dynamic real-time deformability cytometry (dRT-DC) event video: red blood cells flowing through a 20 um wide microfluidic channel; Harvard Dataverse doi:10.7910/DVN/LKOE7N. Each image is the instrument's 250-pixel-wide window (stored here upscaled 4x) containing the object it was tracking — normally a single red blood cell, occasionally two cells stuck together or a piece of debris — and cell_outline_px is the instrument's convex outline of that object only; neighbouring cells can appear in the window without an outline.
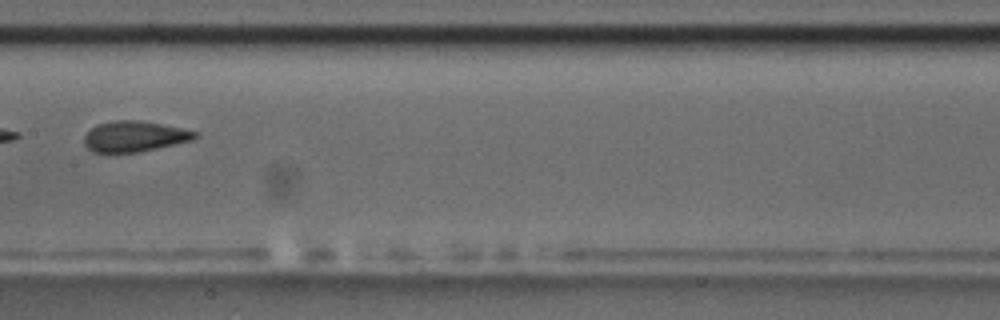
{"species": "common noctule bat (a hibernating species)", "species_latin": "Nyctalus noctula", "temperature_condition": "room temperature", "stored_images_in_passage": 13, "camera_frame_rate_fps": 3000, "um_per_image_px": 0.085, "animal": {"sex": "male", "body_mass_g": 17.5, "forearm_length_mm": 52.3}, "frame": {"image": 1, "passage_image": 8, "time_ms": 9.0, "image_size_px": [1000, 320], "cell_outline_px": [[200, 136], [192, 140], [140, 152], [92, 152], [84, 144], [84, 136], [92, 128], [100, 124], [112, 120], [144, 120], [200, 132]], "centroid_in_image_um": [11.47, 11.58], "position_along_channel_um": 195.9, "area_um2": 19.88}, "authors_computed_cell_mechanics": {"area_um2": 20.4612, "velocity_mm_per_s": 3.5865, "shape_relaxation_time_tau1_ms": 5.0269, "shape_relaxation_time_tau2_ms": 3.9517, "deformation_change_tau1": 0.1787, "deformation_change_tau2": 0.0824}}